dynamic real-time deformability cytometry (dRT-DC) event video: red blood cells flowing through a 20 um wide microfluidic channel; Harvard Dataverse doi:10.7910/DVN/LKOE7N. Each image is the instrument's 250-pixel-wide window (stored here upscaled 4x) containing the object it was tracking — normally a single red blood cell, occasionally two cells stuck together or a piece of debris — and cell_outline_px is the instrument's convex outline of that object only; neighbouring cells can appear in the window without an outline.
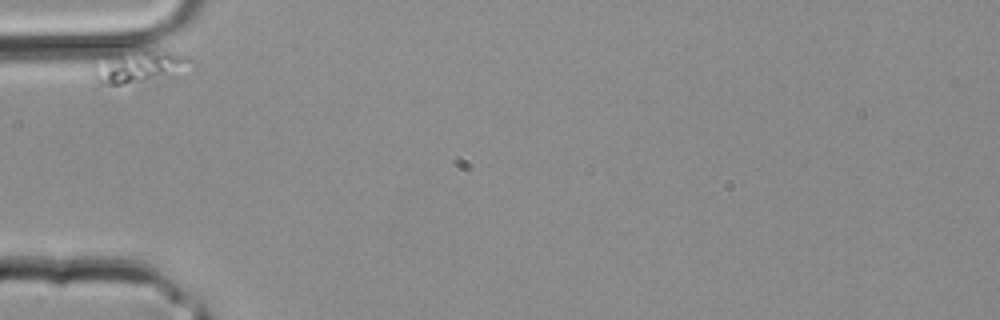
{"species": "common noctule bat (a hibernating species)", "species_latin": "Nyctalus noctula", "temperature_condition": "room temperature", "stored_images_in_passage": 1, "camera_frame_rate_fps": 3000, "um_per_image_px": 0.085, "animal": {"sex": "male", "body_mass_g": 20.4}, "frame": {"image": 1, "passage_image": 1, "time_ms": 0.0, "image_size_px": [1000, 320], "cell_outline_px": [[196, 68], [172, 76], [120, 84], [100, 84], [92, 72], [92, 64], [144, 48], [172, 52], [188, 56], [196, 64]], "centroid_in_image_um": [12.02, 5.66], "position_along_channel_um": 73.0, "area_um2": 18.32}}